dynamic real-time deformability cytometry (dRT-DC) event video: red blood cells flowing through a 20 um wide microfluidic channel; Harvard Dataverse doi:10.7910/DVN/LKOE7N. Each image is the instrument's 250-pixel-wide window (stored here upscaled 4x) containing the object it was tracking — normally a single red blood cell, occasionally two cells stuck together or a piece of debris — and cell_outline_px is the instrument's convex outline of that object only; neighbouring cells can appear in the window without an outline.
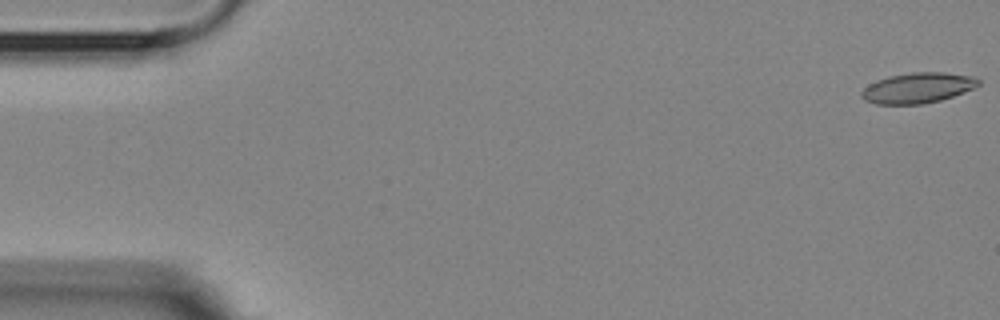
{"species": "Egyptian fruit bat (a non-hibernating species)", "species_latin": "Rousettus aegyptiacus", "temperature_condition": "room temperature", "stored_images_in_passage": 5, "camera_frame_rate_fps": 3000, "um_per_image_px": 0.085, "animal": {"sex": "female"}, "frame": {"image": 1, "passage_image": 1, "time_ms": 0.0, "image_size_px": [1000, 320], "cell_outline_px": [[980, 84], [964, 92], [940, 100], [920, 104], [876, 104], [864, 100], [860, 96], [860, 92], [868, 84], [876, 80], [888, 76], [912, 72], [944, 72], [976, 76], [980, 80]], "centroid_in_image_um": [77.99, 7.46], "position_along_channel_um": 7.0, "area_um2": 20.87}}
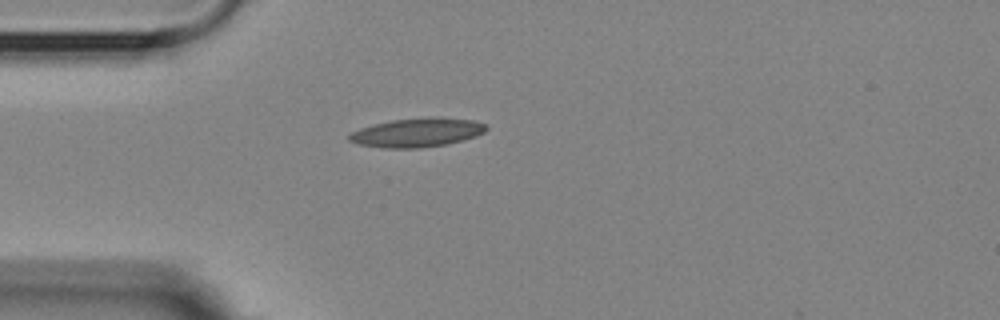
{"frame": {"image": 2, "passage_image": 5, "time_ms": 4.667, "image_size_px": [1000, 320], "cell_outline_px": [[488, 128], [484, 132], [476, 136], [448, 144], [420, 148], [384, 148], [360, 144], [348, 140], [348, 136], [352, 132], [360, 128], [392, 120], [428, 116], [436, 116], [476, 120], [488, 124]], "centroid_in_image_um": [35.52, 11.25], "position_along_channel_um": 49.5, "area_um2": 23.35}}